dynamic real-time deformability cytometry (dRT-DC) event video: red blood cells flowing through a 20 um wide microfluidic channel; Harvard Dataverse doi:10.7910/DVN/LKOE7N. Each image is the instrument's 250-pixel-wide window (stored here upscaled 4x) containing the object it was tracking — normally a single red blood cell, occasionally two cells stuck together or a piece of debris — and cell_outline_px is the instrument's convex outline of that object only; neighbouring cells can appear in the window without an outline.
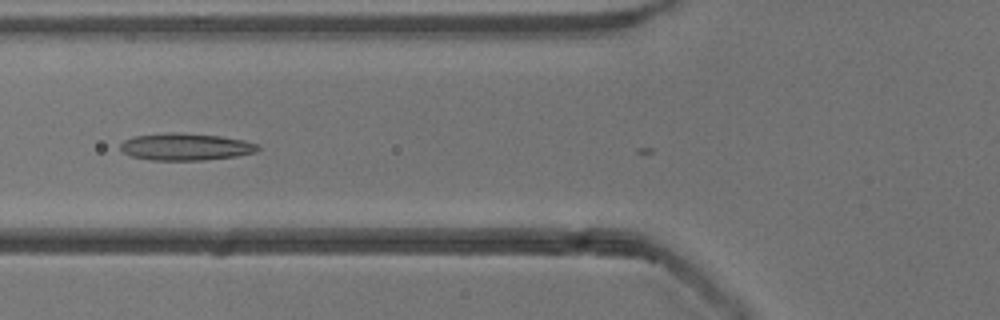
{"species": "common noctule bat (a hibernating species)", "species_latin": "Nyctalus noctula", "temperature_condition": "cold", "stored_images_in_passage": 7, "camera_frame_rate_fps": 3000, "um_per_image_px": 0.085, "animal": {"sex": "male", "body_mass_g": 13.3}, "frame": {"image": 1, "passage_image": 4, "time_ms": 1.0, "image_size_px": [1000, 320], "cell_outline_px": [[260, 148], [256, 152], [236, 156], [204, 160], [152, 160], [132, 156], [124, 152], [120, 148], [120, 144], [124, 140], [132, 136], [168, 132], [176, 132], [220, 136], [244, 140], [260, 144]], "centroid_in_image_um": [15.79, 12.47], "position_along_channel_um": 110.0, "area_um2": 21.79}}